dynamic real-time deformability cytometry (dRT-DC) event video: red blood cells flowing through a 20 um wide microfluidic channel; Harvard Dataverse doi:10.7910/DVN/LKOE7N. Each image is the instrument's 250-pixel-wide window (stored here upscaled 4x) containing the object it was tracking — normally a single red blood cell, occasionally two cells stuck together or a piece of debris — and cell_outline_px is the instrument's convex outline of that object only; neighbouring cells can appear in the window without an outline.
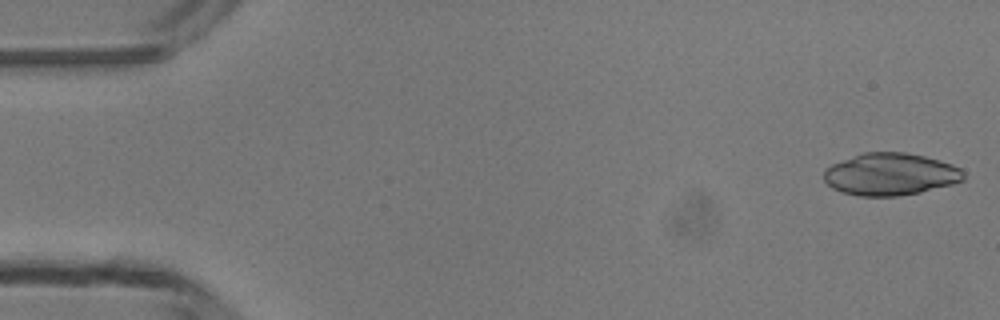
{"species": "common noctule bat (a hibernating species)", "species_latin": "Nyctalus noctula", "temperature_condition": "room temperature", "stored_images_in_passage": 9, "camera_frame_rate_fps": 3000, "um_per_image_px": 0.085, "animal": {"sex": "male", "body_mass_g": 13.3}, "frame": {"image": 1, "passage_image": 1, "time_ms": 0.0, "image_size_px": [1000, 320], "cell_outline_px": [[964, 180], [952, 184], [920, 192], [900, 196], [860, 196], [840, 192], [832, 188], [824, 180], [824, 172], [832, 164], [864, 152], [904, 152], [924, 156], [940, 160], [952, 164], [960, 168], [964, 172]], "centroid_in_image_um": [75.7, 14.81], "position_along_channel_um": 9.3, "area_um2": 34.33}}